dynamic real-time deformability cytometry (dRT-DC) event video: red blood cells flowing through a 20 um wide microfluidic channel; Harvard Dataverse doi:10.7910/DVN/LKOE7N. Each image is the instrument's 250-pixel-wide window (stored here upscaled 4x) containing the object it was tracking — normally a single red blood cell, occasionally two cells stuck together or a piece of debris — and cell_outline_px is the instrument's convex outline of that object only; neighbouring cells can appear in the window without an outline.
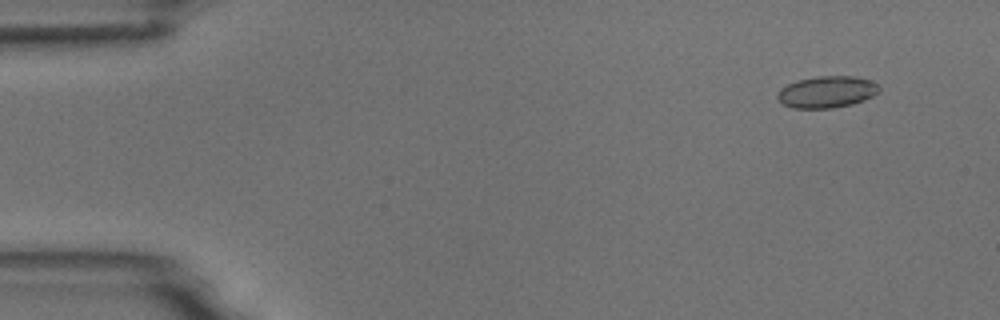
{"species": "common noctule bat (a hibernating species)", "species_latin": "Nyctalus noctula", "temperature_condition": "room temperature", "stored_images_in_passage": 14, "camera_frame_rate_fps": 3000, "um_per_image_px": 0.085, "animal": {"sex": "male", "body_mass_g": 18.8}, "frame": {"image": 1, "passage_image": 1, "time_ms": 0.0, "image_size_px": [1000, 320], "cell_outline_px": [[880, 92], [864, 100], [852, 104], [832, 108], [792, 108], [784, 104], [776, 96], [776, 92], [780, 88], [796, 80], [816, 76], [856, 76], [868, 80], [876, 84], [880, 88]], "centroid_in_image_um": [70.26, 7.81], "position_along_channel_um": 14.7, "area_um2": 18.84}}
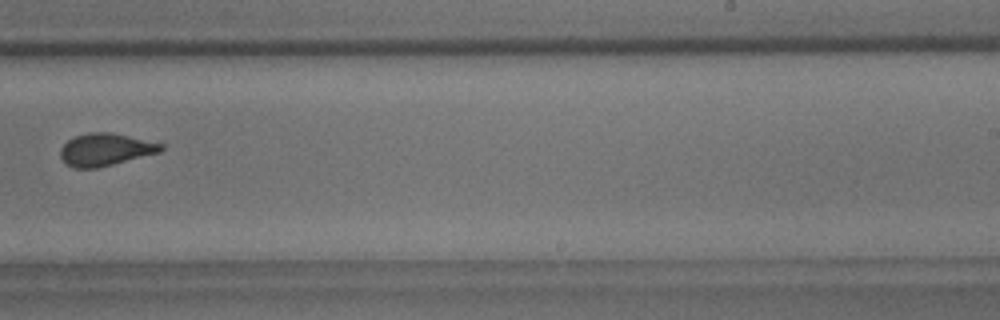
{"frame": {"image": 2, "passage_image": 9, "time_ms": 10.0, "image_size_px": [1000, 320], "cell_outline_px": [[164, 148], [160, 152], [100, 168], [72, 168], [60, 156], [60, 148], [68, 140], [76, 136], [88, 132], [108, 132], [128, 136], [164, 144]], "centroid_in_image_um": [8.96, 12.72], "position_along_channel_um": 280.0, "area_um2": 18.96}}
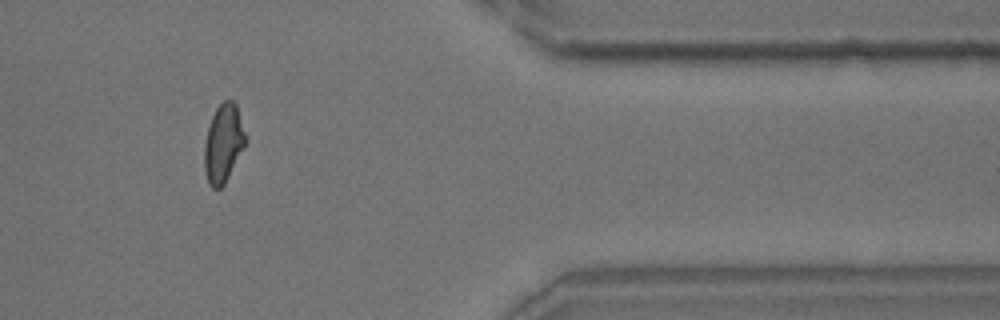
{"frame": {"image": 3, "passage_image": 12, "time_ms": 13.667, "image_size_px": [1000, 320], "cell_outline_px": [[248, 140], [244, 148], [224, 184], [220, 188], [212, 188], [208, 184], [204, 172], [204, 144], [208, 128], [212, 116], [216, 108], [224, 100], [232, 100], [236, 104]], "centroid_in_image_um": [18.99, 12.19], "position_along_channel_um": 392.4, "area_um2": 18.9}, "authors_computed_cell_mechanics": {"area_um2": 18.8717, "velocity_mm_per_s": 3.7034, "shape_relaxation_time_tau1_ms": 3.7387, "shape_relaxation_time_tau2_ms": null, "deformation_change_tau1": 0.0532, "deformation_change_tau2": null}}